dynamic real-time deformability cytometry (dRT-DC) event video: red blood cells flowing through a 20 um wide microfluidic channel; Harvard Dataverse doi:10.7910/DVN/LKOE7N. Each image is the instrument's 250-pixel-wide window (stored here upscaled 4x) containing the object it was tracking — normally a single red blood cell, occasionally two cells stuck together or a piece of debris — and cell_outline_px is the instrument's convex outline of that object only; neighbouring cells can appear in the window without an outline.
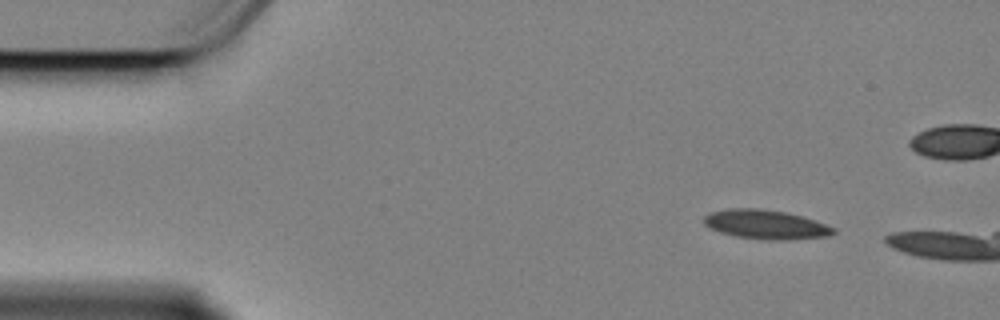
{"species": "Egyptian fruit bat (a non-hibernating species)", "species_latin": "Rousettus aegyptiacus", "temperature_condition": "cold", "stored_images_in_passage": 12, "camera_frame_rate_fps": 3000, "um_per_image_px": 0.085, "animal": {"sex": "female"}, "frame": {"image": 1, "passage_image": 1, "time_ms": 0.0, "image_size_px": [1000, 320], "cell_outline_px": [[836, 232], [828, 236], [780, 240], [776, 240], [736, 236], [720, 232], [704, 224], [704, 216], [712, 212], [728, 208], [760, 208], [788, 212], [836, 228]], "centroid_in_image_um": [65.08, 19.06], "position_along_channel_um": 19.9, "area_um2": 21.68}}